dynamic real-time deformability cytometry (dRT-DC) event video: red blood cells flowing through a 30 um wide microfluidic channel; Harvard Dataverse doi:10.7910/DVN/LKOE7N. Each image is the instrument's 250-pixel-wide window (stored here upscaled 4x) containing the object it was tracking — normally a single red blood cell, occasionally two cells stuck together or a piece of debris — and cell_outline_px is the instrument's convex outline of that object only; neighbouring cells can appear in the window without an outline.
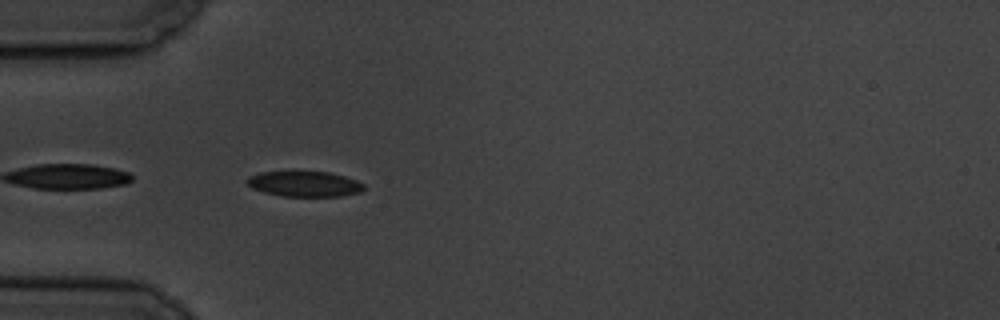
{"species": "common noctule bat (a hibernating species)", "species_latin": "Nyctalus noctula", "temperature_condition": "cold", "stored_images_in_passage": 27, "camera_frame_rate_fps": 3000, "um_per_image_px": 0.085, "animal": {"sex": "male", "body_mass_g": 19.5, "forearm_length_mm": 54.6}, "frame": {"image": 1, "passage_image": 2, "time_ms": 0.333, "image_size_px": [1000, 320], "cell_outline_px": [[364, 188], [360, 192], [340, 196], [280, 196], [264, 192], [252, 188], [244, 180], [248, 176], [260, 172], [328, 172], [344, 176], [356, 180], [364, 184]], "centroid_in_image_um": [25.85, 15.63], "position_along_channel_um": 59.2, "area_um2": 17.22}}
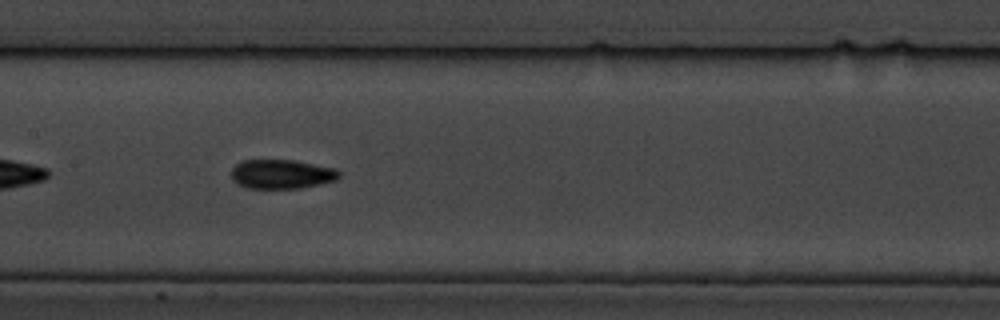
{"frame": {"image": 2, "passage_image": 13, "time_ms": 4.0, "image_size_px": [1000, 320], "cell_outline_px": [[340, 176], [336, 180], [320, 184], [300, 188], [248, 188], [236, 184], [232, 180], [232, 168], [236, 164], [244, 160], [296, 160], [336, 168], [340, 172]], "centroid_in_image_um": [23.95, 14.8], "position_along_channel_um": 183.5, "area_um2": 18.5}}
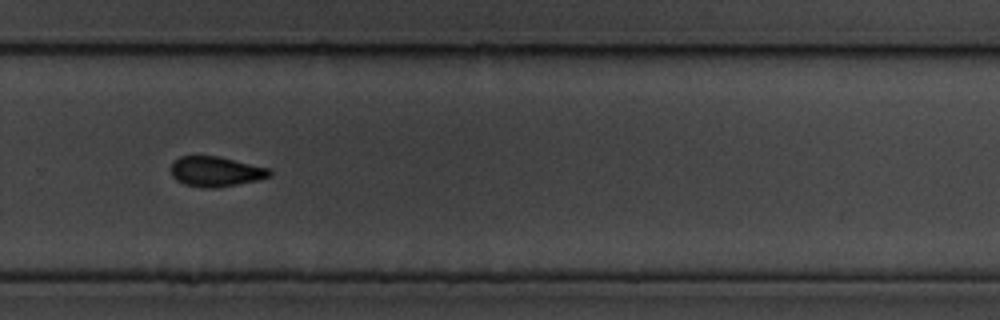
{"frame": {"image": 3, "passage_image": 24, "time_ms": 7.667, "image_size_px": [1000, 320], "cell_outline_px": [[272, 176], [260, 180], [216, 188], [204, 188], [184, 184], [176, 180], [172, 176], [172, 164], [180, 156], [216, 156], [268, 168], [272, 172]], "centroid_in_image_um": [18.36, 14.6], "position_along_channel_um": 311.4, "area_um2": 17.17}}